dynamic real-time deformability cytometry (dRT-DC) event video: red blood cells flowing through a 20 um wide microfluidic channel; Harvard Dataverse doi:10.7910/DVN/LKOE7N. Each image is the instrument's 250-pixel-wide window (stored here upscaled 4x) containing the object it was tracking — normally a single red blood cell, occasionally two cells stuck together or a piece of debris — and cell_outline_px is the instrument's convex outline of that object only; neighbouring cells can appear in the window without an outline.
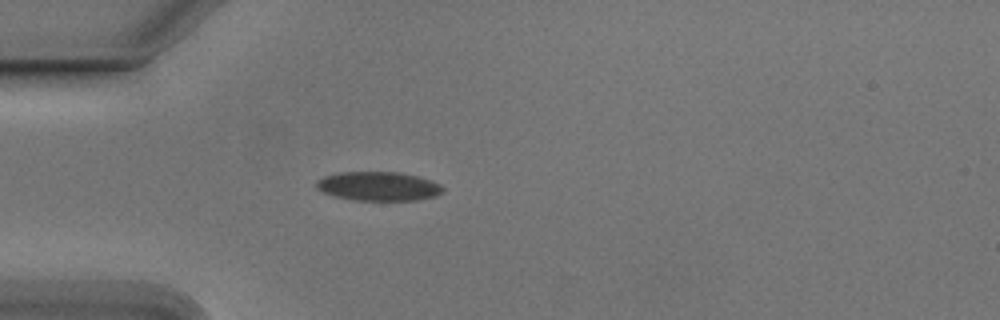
{"species": "Egyptian fruit bat (a non-hibernating species)", "species_latin": "Rousettus aegyptiacus", "temperature_condition": "cold", "stored_images_in_passage": 39, "camera_frame_rate_fps": 3000, "um_per_image_px": 0.085, "animal": {"sex": "male"}, "frame": {"image": 1, "passage_image": 1, "time_ms": 0.0, "image_size_px": [1000, 320], "cell_outline_px": [[444, 192], [436, 196], [416, 200], [352, 200], [332, 196], [316, 188], [316, 180], [324, 176], [340, 172], [400, 172], [432, 180], [440, 184], [444, 188]], "centroid_in_image_um": [32.17, 15.83], "position_along_channel_um": 52.8, "area_um2": 21.56}}
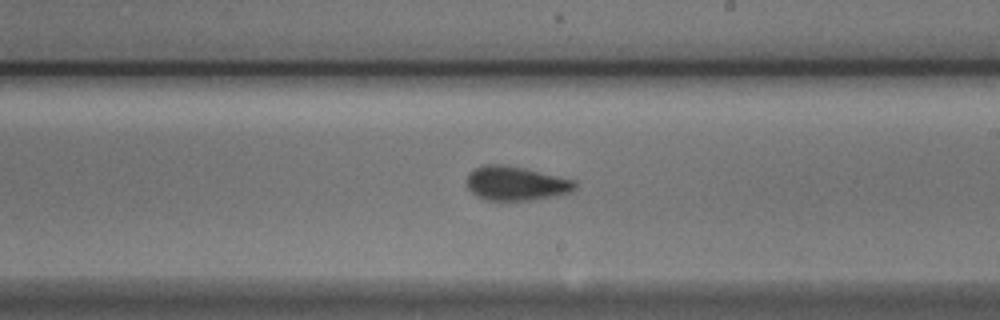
{"frame": {"image": 2, "passage_image": 17, "time_ms": 5.333, "image_size_px": [1000, 320], "cell_outline_px": [[576, 188], [572, 192], [556, 196], [532, 200], [484, 200], [476, 196], [468, 188], [464, 180], [468, 172], [484, 164], [500, 164], [524, 168], [576, 180]], "centroid_in_image_um": [43.83, 15.59], "position_along_channel_um": 245.2, "area_um2": 21.85}}
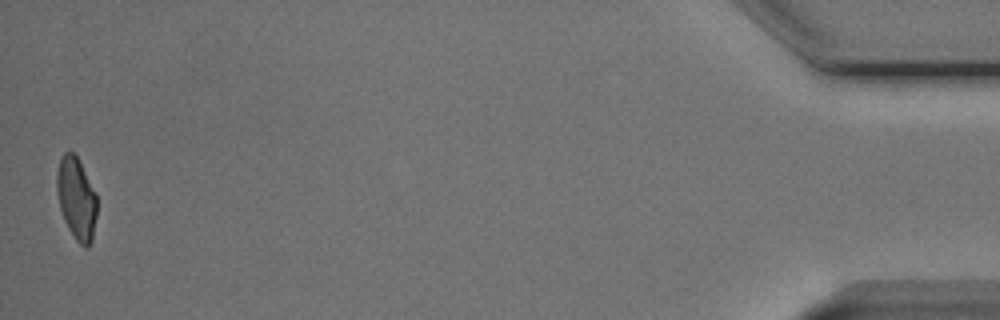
{"frame": {"image": 3, "passage_image": 39, "time_ms": 12.667, "image_size_px": [1000, 320], "cell_outline_px": [[96, 216], [92, 240], [88, 248], [84, 248], [76, 240], [68, 228], [64, 220], [60, 208], [56, 188], [56, 176], [60, 160], [64, 152], [72, 152], [76, 156], [96, 192]], "centroid_in_image_um": [6.49, 16.9], "position_along_channel_um": 428.7, "area_um2": 19.07}, "authors_computed_cell_mechanics": {"area_um2": 21.1548, "velocity_mm_per_s": 3.7858, "shape_relaxation_time_tau1_ms": 3.5272, "shape_relaxation_time_tau2_ms": 0.9161, "deformation_change_tau1": 0.1164, "deformation_change_tau2": 0.0569}}